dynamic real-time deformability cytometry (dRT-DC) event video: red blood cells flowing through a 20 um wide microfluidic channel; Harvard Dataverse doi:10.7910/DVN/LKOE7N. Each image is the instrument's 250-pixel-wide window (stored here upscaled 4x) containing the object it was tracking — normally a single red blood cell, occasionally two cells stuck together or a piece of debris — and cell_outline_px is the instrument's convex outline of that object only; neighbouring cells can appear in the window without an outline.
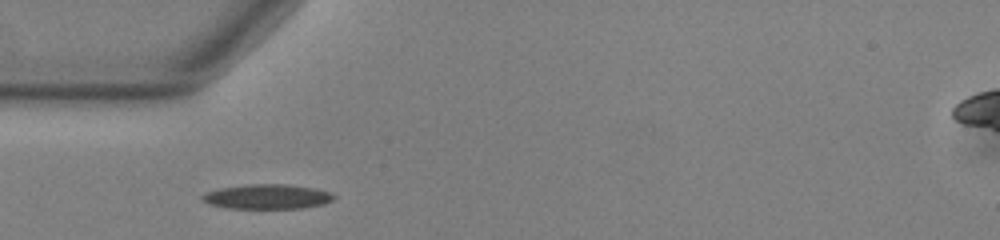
{"species": "common noctule bat (a hibernating species)", "species_latin": "Nyctalus noctula", "temperature_condition": "warm", "stored_images_in_passage": 35, "camera_frame_rate_fps": 3000, "um_per_image_px": 0.085, "animal": {"sex": "male", "body_mass_g": 13.0, "forearm_length_mm": 53.1}, "frame": {"image": 1, "passage_image": 2, "time_ms": 0.333, "image_size_px": [1000, 240], "cell_outline_px": [[336, 196], [332, 200], [324, 204], [300, 208], [228, 208], [208, 204], [200, 196], [204, 192], [220, 188], [244, 184], [288, 184], [316, 188], [332, 192]], "centroid_in_image_um": [22.72, 16.7], "position_along_channel_um": 62.3, "area_um2": 19.13}}
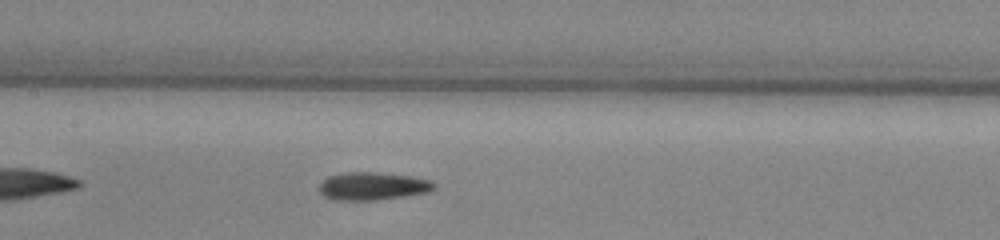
{"frame": {"image": 2, "passage_image": 11, "time_ms": 3.333, "image_size_px": [1000, 240], "cell_outline_px": [[436, 188], [428, 192], [404, 196], [372, 200], [332, 200], [324, 196], [316, 188], [328, 176], [344, 172], [376, 172], [408, 176], [432, 180], [436, 184]], "centroid_in_image_um": [31.65, 15.82], "position_along_channel_um": 175.7, "area_um2": 18.73}}
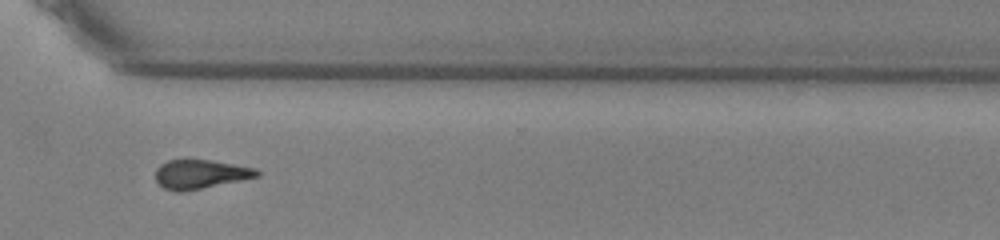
{"frame": {"image": 3, "passage_image": 25, "time_ms": 8.0, "image_size_px": [1000, 240], "cell_outline_px": [[260, 176], [180, 192], [176, 192], [164, 188], [156, 180], [156, 168], [160, 164], [168, 160], [184, 156], [188, 156], [212, 160], [256, 168], [260, 172]], "centroid_in_image_um": [16.99, 14.74], "position_along_channel_um": 353.6, "area_um2": 17.63}, "authors_computed_cell_mechanics": {"area_um2": 17.6868, "velocity_mm_per_s": 3.8118, "shape_relaxation_time_tau1_ms": 6.1306, "shape_relaxation_time_tau2_ms": 5.9752, "deformation_change_tau1": 0.1803, "deformation_change_tau2": 0.1736}}